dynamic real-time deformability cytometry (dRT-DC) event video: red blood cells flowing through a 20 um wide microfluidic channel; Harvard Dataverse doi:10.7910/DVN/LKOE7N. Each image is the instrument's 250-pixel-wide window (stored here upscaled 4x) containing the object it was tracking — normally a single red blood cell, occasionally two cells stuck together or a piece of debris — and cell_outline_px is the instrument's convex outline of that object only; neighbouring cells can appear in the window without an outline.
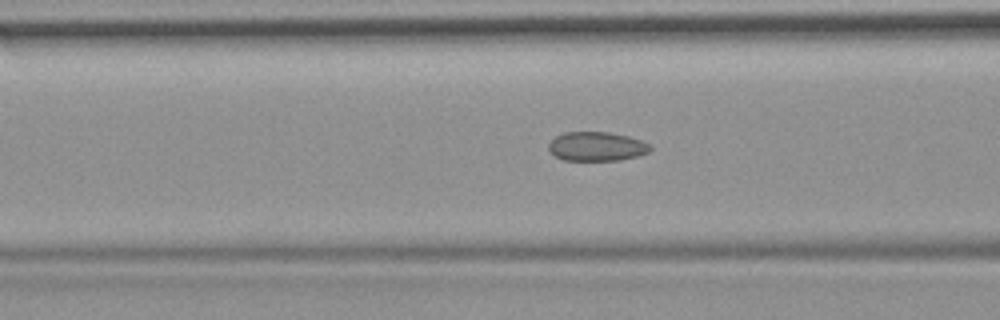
{"species": "common noctule bat (a hibernating species)", "species_latin": "Nyctalus noctula", "temperature_condition": "room temperature", "stored_images_in_passage": 54, "camera_frame_rate_fps": 3000, "um_per_image_px": 0.085, "animal": {"sex": "female", "body_mass_g": 19.9}, "frame": {"image": 1, "passage_image": 21, "time_ms": 6.667, "image_size_px": [1000, 320], "cell_outline_px": [[652, 148], [648, 152], [636, 156], [620, 160], [564, 160], [548, 152], [548, 144], [556, 136], [564, 132], [608, 132], [628, 136], [640, 140], [648, 144]], "centroid_in_image_um": [50.68, 12.44], "position_along_channel_um": 115.9, "area_um2": 17.17}}
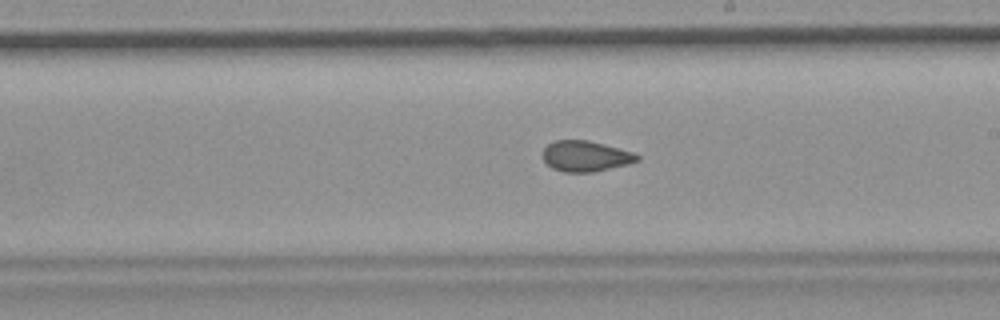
{"frame": {"image": 2, "passage_image": 31, "time_ms": 10.0, "image_size_px": [1000, 320], "cell_outline_px": [[640, 160], [628, 164], [592, 172], [564, 172], [552, 168], [544, 160], [544, 148], [548, 144], [556, 140], [588, 140], [604, 144], [632, 152], [640, 156]], "centroid_in_image_um": [49.78, 13.27], "position_along_channel_um": 239.2, "area_um2": 16.7}}
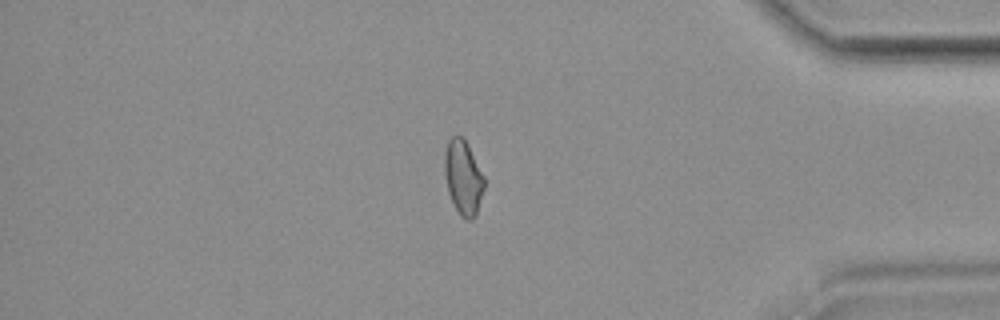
{"frame": {"image": 3, "passage_image": 46, "time_ms": 15.0, "image_size_px": [1000, 320], "cell_outline_px": [[484, 188], [476, 216], [472, 220], [464, 220], [460, 216], [448, 192], [444, 172], [444, 152], [448, 140], [452, 136], [460, 136], [468, 144], [484, 176]], "centroid_in_image_um": [39.37, 15.1], "position_along_channel_um": 395.8, "area_um2": 17.28}, "authors_computed_cell_mechanics": {"area_um2": 17.6579, "velocity_mm_per_s": 3.7067, "shape_relaxation_time_tau1_ms": null, "shape_relaxation_time_tau2_ms": 1.4875, "deformation_change_tau1": null, "deformation_change_tau2": 0.0706}}